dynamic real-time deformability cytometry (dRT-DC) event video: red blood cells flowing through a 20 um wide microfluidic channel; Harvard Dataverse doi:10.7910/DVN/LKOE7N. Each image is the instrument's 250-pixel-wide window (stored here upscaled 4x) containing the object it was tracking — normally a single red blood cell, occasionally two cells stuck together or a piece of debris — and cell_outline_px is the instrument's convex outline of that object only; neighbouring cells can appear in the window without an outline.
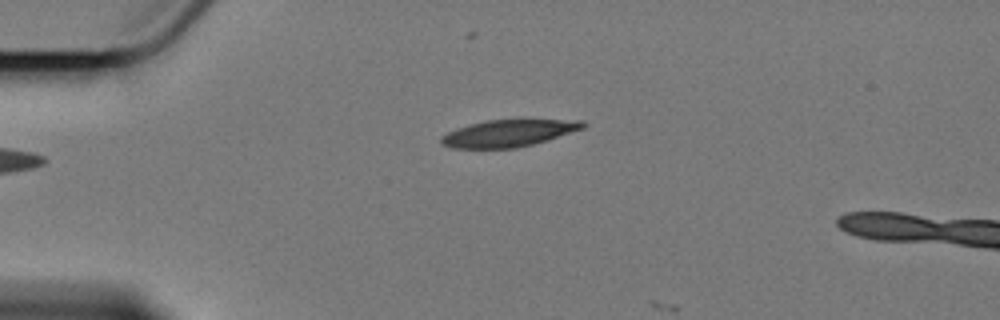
{"species": "Egyptian fruit bat (a non-hibernating species)", "species_latin": "Rousettus aegyptiacus", "temperature_condition": "cold", "stored_images_in_passage": 2, "camera_frame_rate_fps": 3000, "um_per_image_px": 0.085, "animal": {"sex": "female"}, "frame": {"image": 1, "passage_image": 2, "time_ms": 1.333, "image_size_px": [1000, 320], "cell_outline_px": [[588, 124], [584, 128], [532, 144], [516, 148], [452, 148], [440, 144], [440, 136], [456, 128], [484, 120], [584, 120]], "centroid_in_image_um": [43.18, 11.32], "position_along_channel_um": 41.8, "area_um2": 22.14}}